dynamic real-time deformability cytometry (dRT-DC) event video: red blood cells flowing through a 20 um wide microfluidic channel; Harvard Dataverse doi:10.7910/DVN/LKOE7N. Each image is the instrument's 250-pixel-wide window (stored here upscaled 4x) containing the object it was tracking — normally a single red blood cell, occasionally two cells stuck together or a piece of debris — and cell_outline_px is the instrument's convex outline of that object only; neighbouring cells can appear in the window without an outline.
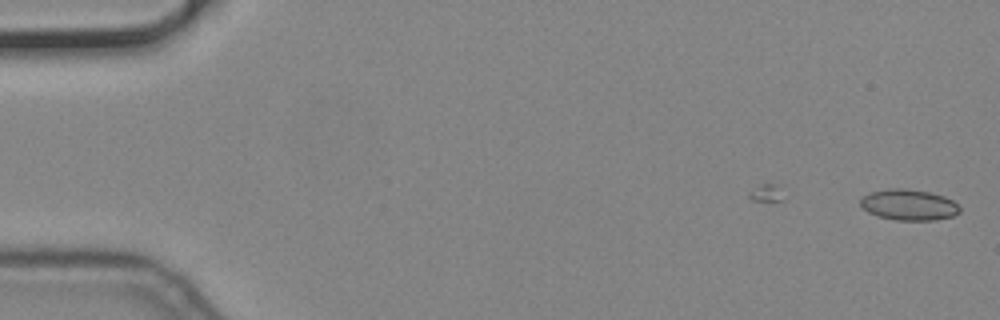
{"species": "common noctule bat (a hibernating species)", "species_latin": "Nyctalus noctula", "temperature_condition": "cold", "stored_images_in_passage": 19, "camera_frame_rate_fps": 3000, "um_per_image_px": 0.085, "animal": {"sex": "male", "body_mass_g": 19.2, "forearm_length_mm": 51.8}, "frame": {"image": 1, "passage_image": 1, "time_ms": 0.0, "image_size_px": [1000, 320], "cell_outline_px": [[960, 212], [952, 216], [936, 220], [896, 220], [876, 216], [868, 212], [860, 204], [860, 196], [872, 192], [888, 188], [908, 188], [928, 192], [944, 196], [952, 200], [960, 208]], "centroid_in_image_um": [77.22, 17.4], "position_along_channel_um": 7.8, "area_um2": 17.98}}
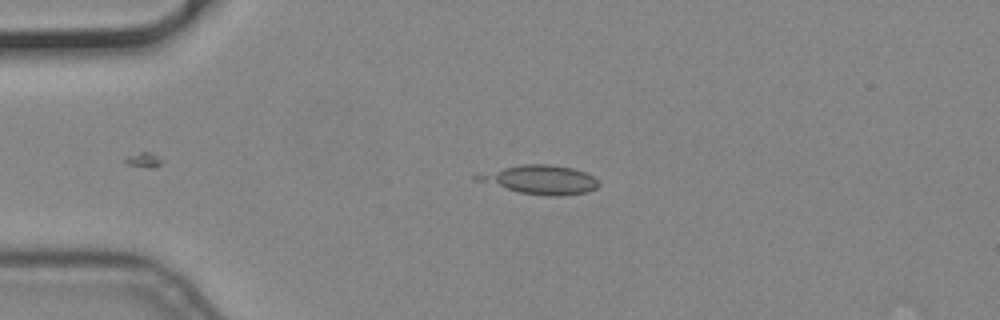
{"frame": {"image": 2, "passage_image": 13, "time_ms": 4.0, "image_size_px": [1000, 320], "cell_outline_px": [[600, 184], [596, 188], [588, 192], [556, 196], [548, 196], [520, 192], [476, 180], [472, 176], [504, 168], [524, 164], [548, 164], [572, 168], [584, 172], [600, 180]], "centroid_in_image_um": [46.0, 15.28], "position_along_channel_um": 39.0, "area_um2": 20.0}}
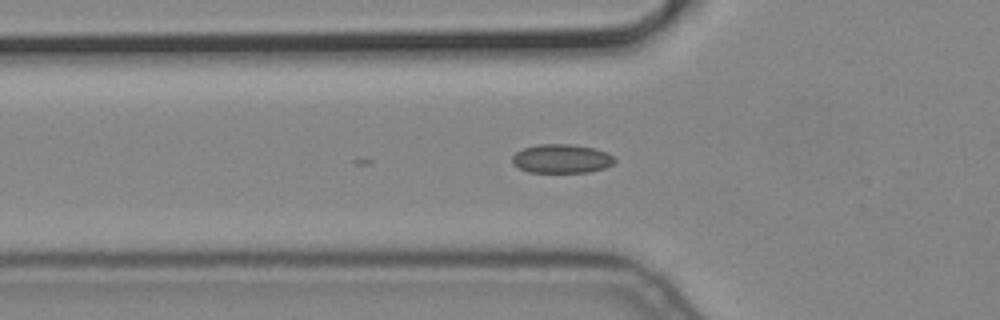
{"frame": {"image": 3, "passage_image": 19, "time_ms": 6.0, "image_size_px": [1000, 320], "cell_outline_px": [[616, 160], [612, 164], [604, 168], [588, 172], [528, 172], [512, 164], [512, 156], [516, 152], [524, 148], [540, 144], [572, 144], [596, 148], [608, 152]], "centroid_in_image_um": [47.74, 13.48], "position_along_channel_um": 78.1, "area_um2": 17.28}}